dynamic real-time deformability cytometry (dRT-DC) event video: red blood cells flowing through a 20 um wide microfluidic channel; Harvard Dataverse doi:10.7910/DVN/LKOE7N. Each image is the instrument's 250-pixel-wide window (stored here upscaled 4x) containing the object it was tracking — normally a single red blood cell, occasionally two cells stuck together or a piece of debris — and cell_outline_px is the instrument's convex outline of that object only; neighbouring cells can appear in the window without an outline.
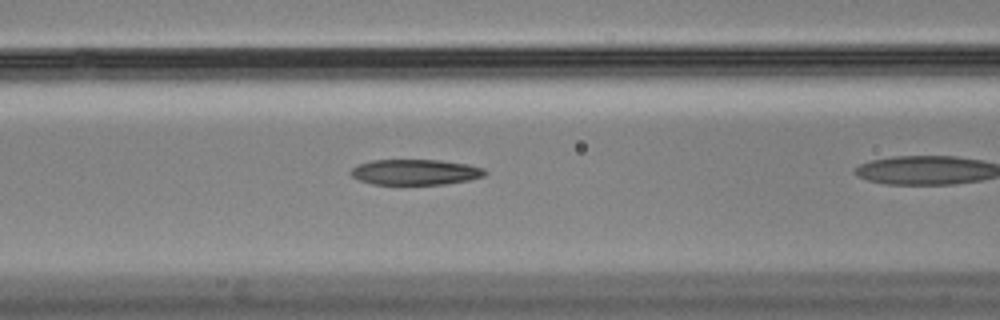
{"species": "Egyptian fruit bat (a non-hibernating species)", "species_latin": "Rousettus aegyptiacus", "temperature_condition": "cold", "stored_images_in_passage": 28, "camera_frame_rate_fps": 3000, "um_per_image_px": 0.085, "animal": {"sex": "male"}, "frame": {"image": 1, "passage_image": 9, "time_ms": 2.667, "image_size_px": [1000, 320], "cell_outline_px": [[488, 172], [484, 176], [468, 180], [444, 184], [372, 184], [360, 180], [352, 176], [348, 172], [352, 168], [360, 164], [372, 160], [440, 160], [468, 164], [484, 168]], "centroid_in_image_um": [35.31, 14.62], "position_along_channel_um": 131.3, "area_um2": 19.94}}